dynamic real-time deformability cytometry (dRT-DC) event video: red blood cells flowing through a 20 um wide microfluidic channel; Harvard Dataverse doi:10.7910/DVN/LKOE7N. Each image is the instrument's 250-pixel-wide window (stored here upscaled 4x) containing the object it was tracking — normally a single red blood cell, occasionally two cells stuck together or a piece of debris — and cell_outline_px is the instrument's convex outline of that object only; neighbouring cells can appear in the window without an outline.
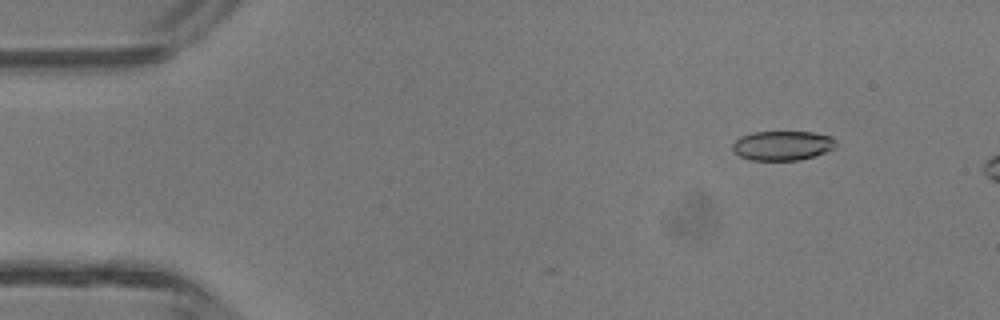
{"species": "common noctule bat (a hibernating species)", "species_latin": "Nyctalus noctula", "temperature_condition": "room temperature", "stored_images_in_passage": 4, "camera_frame_rate_fps": 3000, "um_per_image_px": 0.085, "animal": {"sex": "male", "body_mass_g": 13.3}, "frame": {"image": 1, "passage_image": 2, "time_ms": 1.333, "image_size_px": [1000, 320], "cell_outline_px": [[836, 144], [832, 148], [824, 152], [800, 160], [752, 160], [740, 156], [732, 148], [732, 144], [740, 136], [752, 132], [812, 132], [832, 136], [836, 140]], "centroid_in_image_um": [66.5, 12.36], "position_along_channel_um": 18.5, "area_um2": 17.63}}